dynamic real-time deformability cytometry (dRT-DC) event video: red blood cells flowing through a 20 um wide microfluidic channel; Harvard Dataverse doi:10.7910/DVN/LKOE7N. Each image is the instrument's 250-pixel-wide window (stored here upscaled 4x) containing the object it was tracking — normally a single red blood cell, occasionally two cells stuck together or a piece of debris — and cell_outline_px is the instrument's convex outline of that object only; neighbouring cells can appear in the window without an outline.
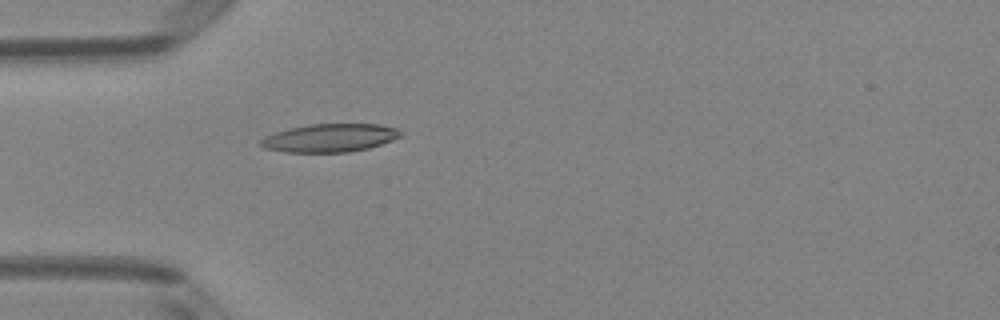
{"species": "Egyptian fruit bat (a non-hibernating species)", "species_latin": "Rousettus aegyptiacus", "temperature_condition": "room temperature", "stored_images_in_passage": 5, "camera_frame_rate_fps": 3000, "um_per_image_px": 0.085, "animal": {"sex": "female"}, "frame": {"image": 1, "passage_image": 5, "time_ms": 1.333, "image_size_px": [1000, 320], "cell_outline_px": [[404, 132], [400, 136], [392, 140], [368, 148], [348, 152], [284, 152], [264, 148], [260, 144], [260, 140], [264, 136], [288, 128], [312, 124], [380, 124], [396, 128]], "centroid_in_image_um": [28.03, 11.72], "position_along_channel_um": 57.0, "area_um2": 22.95}}